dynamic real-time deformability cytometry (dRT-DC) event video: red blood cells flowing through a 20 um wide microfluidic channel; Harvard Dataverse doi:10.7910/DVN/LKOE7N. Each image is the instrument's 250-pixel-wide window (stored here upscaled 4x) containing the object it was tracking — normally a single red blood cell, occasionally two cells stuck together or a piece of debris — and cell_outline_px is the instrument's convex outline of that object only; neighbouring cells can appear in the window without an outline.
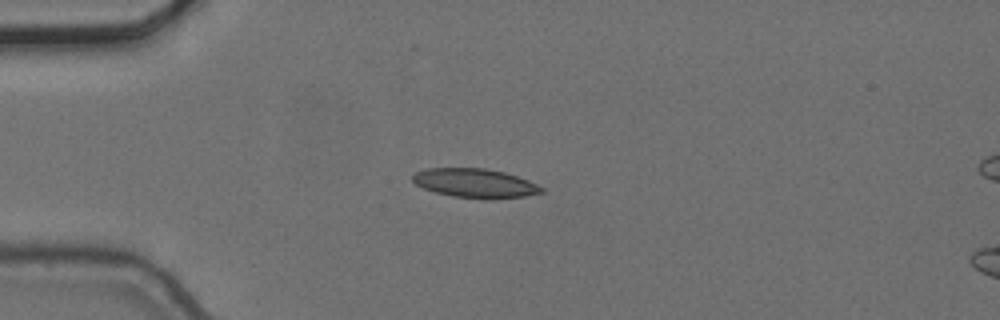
{"species": "common noctule bat (a hibernating species)", "species_latin": "Nyctalus noctula", "temperature_condition": "cold", "stored_images_in_passage": 5, "camera_frame_rate_fps": 3000, "um_per_image_px": 0.085, "animal": {"sex": "female", "body_mass_g": 24.6, "forearm_length_mm": 56.2}, "frame": {"image": 1, "passage_image": 4, "time_ms": 1.0, "image_size_px": [1000, 320], "cell_outline_px": [[544, 192], [524, 196], [488, 200], [452, 196], [436, 192], [424, 188], [416, 184], [412, 180], [412, 176], [416, 172], [424, 168], [484, 168], [504, 172], [528, 180], [544, 188]], "centroid_in_image_um": [40.38, 15.57], "position_along_channel_um": 44.6, "area_um2": 21.91}}